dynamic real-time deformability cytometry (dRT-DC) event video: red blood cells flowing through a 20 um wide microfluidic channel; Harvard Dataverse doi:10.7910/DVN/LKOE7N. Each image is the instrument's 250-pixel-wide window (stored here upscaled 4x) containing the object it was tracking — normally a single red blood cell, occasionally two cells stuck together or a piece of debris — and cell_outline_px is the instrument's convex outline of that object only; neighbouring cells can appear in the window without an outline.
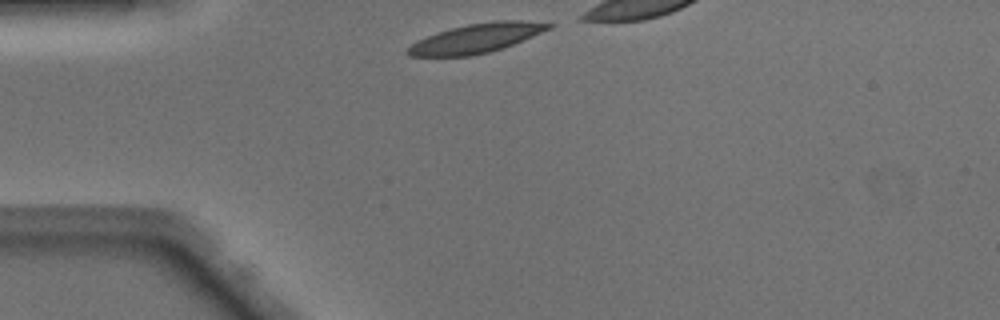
{"species": "Egyptian fruit bat (a non-hibernating species)", "species_latin": "Rousettus aegyptiacus", "temperature_condition": "warm", "stored_images_in_passage": 28, "camera_frame_rate_fps": 3000, "um_per_image_px": 0.085, "animal": {"sex": "male"}, "frame": {"image": 1, "passage_image": 1, "time_ms": 0.0, "image_size_px": [1000, 320], "cell_outline_px": [[556, 24], [552, 28], [504, 48], [472, 56], [408, 56], [404, 52], [416, 40], [452, 28], [468, 24], [492, 20], [524, 20]], "centroid_in_image_um": [40.52, 3.25], "position_along_channel_um": 44.5, "area_um2": 24.04}}
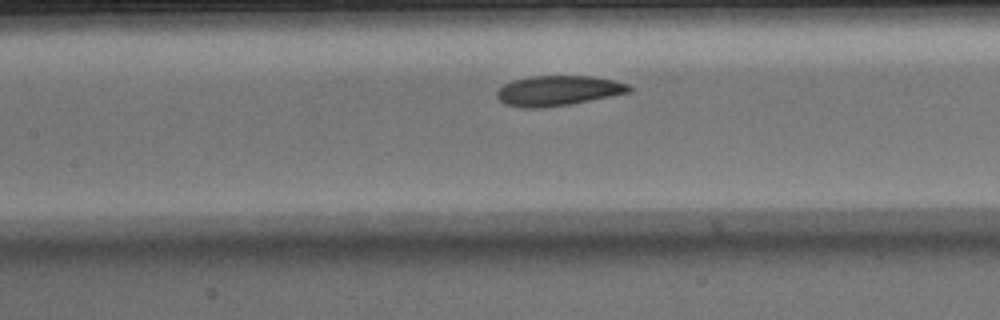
{"frame": {"image": 2, "passage_image": 11, "time_ms": 3.333, "image_size_px": [1000, 320], "cell_outline_px": [[632, 92], [572, 104], [544, 108], [520, 108], [504, 104], [496, 96], [496, 92], [504, 84], [512, 80], [532, 76], [592, 76], [612, 80], [628, 84], [632, 88]], "centroid_in_image_um": [47.43, 7.72], "position_along_channel_um": 160.0, "area_um2": 23.41}}
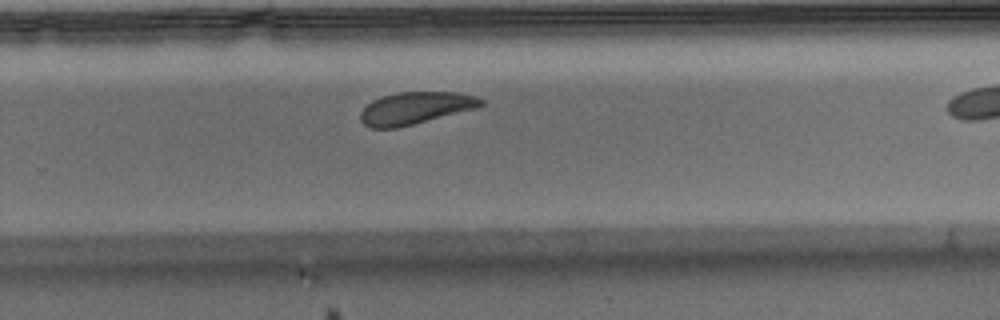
{"frame": {"image": 3, "passage_image": 21, "time_ms": 6.667, "image_size_px": [1000, 320], "cell_outline_px": [[484, 104], [476, 108], [396, 128], [372, 128], [364, 124], [360, 120], [360, 112], [372, 100], [384, 96], [400, 92], [456, 92], [476, 96], [484, 100]], "centroid_in_image_um": [35.3, 9.18], "position_along_channel_um": 294.5, "area_um2": 22.31}}